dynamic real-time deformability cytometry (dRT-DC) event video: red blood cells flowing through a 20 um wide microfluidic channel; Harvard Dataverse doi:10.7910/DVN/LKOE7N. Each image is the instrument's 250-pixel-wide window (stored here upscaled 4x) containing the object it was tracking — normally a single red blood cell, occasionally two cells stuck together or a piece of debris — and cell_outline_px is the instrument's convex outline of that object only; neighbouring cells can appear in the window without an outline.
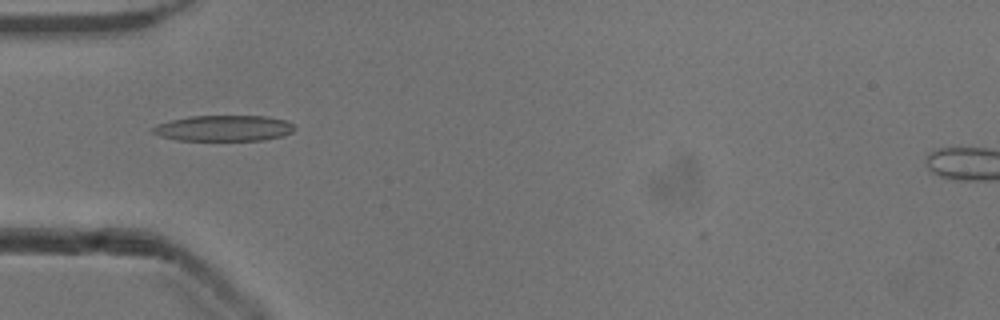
{"species": "common noctule bat (a hibernating species)", "species_latin": "Nyctalus noctula", "temperature_condition": "cold", "stored_images_in_passage": 35, "camera_frame_rate_fps": 3000, "um_per_image_px": 0.085, "animal": {"sex": "male", "body_mass_g": 13.3}, "frame": {"image": 1, "passage_image": 1, "time_ms": 0.0, "image_size_px": [1000, 320], "cell_outline_px": [[296, 128], [292, 132], [284, 136], [264, 140], [176, 140], [160, 136], [152, 132], [152, 128], [156, 124], [188, 116], [268, 116], [284, 120], [292, 124]], "centroid_in_image_um": [19.03, 10.9], "position_along_channel_um": 66.0, "area_um2": 21.39}}
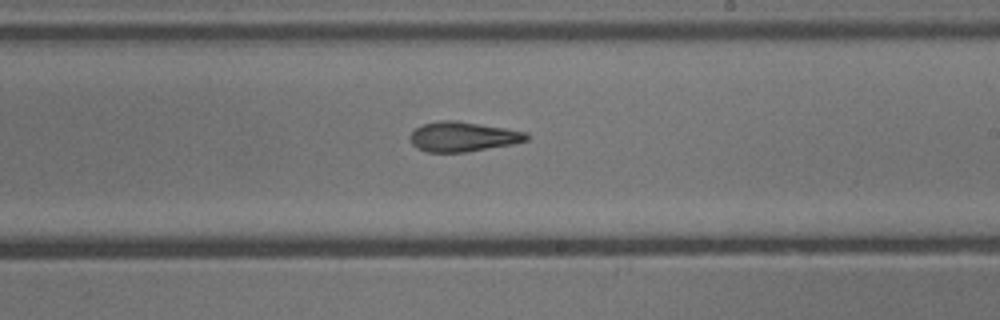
{"frame": {"image": 2, "passage_image": 15, "time_ms": 4.667, "image_size_px": [1000, 320], "cell_outline_px": [[528, 140], [512, 144], [464, 152], [428, 152], [416, 148], [412, 144], [412, 132], [416, 128], [424, 124], [440, 120], [456, 120], [528, 132]], "centroid_in_image_um": [39.36, 11.61], "position_along_channel_um": 249.6, "area_um2": 19.94}}
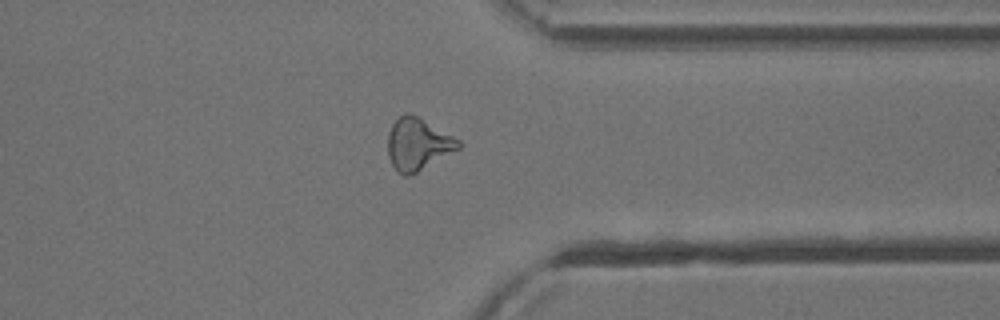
{"frame": {"image": 3, "passage_image": 25, "time_ms": 8.0, "image_size_px": [1000, 320], "cell_outline_px": [[464, 144], [460, 148], [416, 172], [408, 176], [404, 176], [392, 164], [388, 156], [388, 132], [392, 124], [404, 112], [416, 116], [460, 140]], "centroid_in_image_um": [35.51, 12.25], "position_along_channel_um": 375.9, "area_um2": 20.98}, "authors_computed_cell_mechanics": {"area_um2": 20.2878, "velocity_mm_per_s": 3.9181, "shape_relaxation_time_tau1_ms": 6.5025, "shape_relaxation_time_tau2_ms": 1.9338, "deformation_change_tau1": 0.1844, "deformation_change_tau2": 0.1207}}